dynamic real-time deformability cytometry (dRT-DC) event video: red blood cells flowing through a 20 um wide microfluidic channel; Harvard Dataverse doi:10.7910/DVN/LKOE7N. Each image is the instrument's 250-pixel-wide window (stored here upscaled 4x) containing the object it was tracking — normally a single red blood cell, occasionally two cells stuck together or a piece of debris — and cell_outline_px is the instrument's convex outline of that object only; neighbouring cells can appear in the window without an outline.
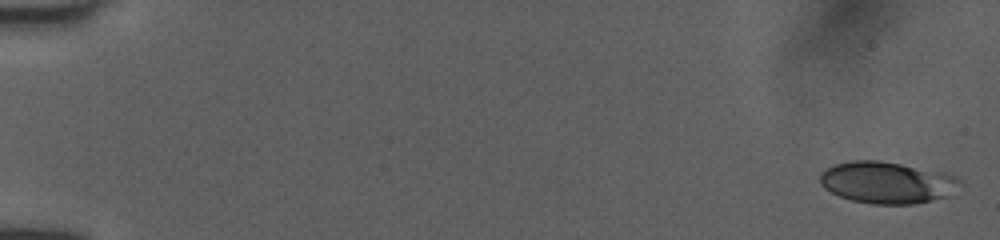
{"species": "human", "species_latin": "Homo sapiens", "temperature_condition": "room temperature", "stored_images_in_passage": 36, "camera_frame_rate_fps": 3000, "um_per_image_px": 0.085, "donor": {"sex": "female"}, "frame": {"image": 1, "passage_image": 1, "time_ms": 0.0, "image_size_px": [1000, 240], "cell_outline_px": [[964, 184], [944, 196], [932, 200], [912, 204], [872, 204], [852, 200], [840, 196], [824, 188], [820, 184], [820, 172], [836, 164], [852, 160], [880, 160], [944, 172], [956, 176]], "centroid_in_image_um": [75.39, 15.5], "position_along_channel_um": 9.6, "area_um2": 33.93}}
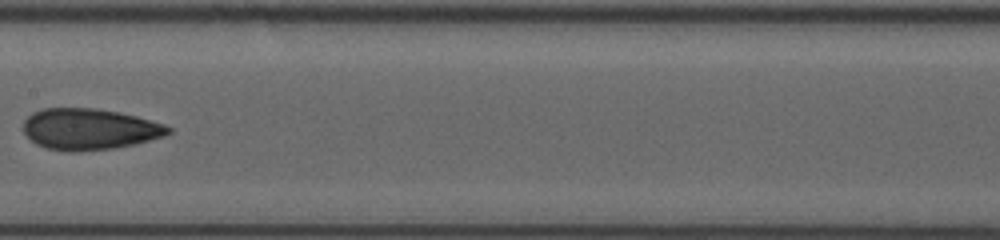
{"frame": {"image": 2, "passage_image": 20, "time_ms": 6.333, "image_size_px": [1000, 240], "cell_outline_px": [[172, 132], [164, 136], [136, 144], [112, 148], [76, 152], [68, 152], [44, 148], [36, 144], [24, 132], [24, 120], [32, 112], [44, 108], [96, 108], [120, 112], [136, 116], [164, 124], [172, 128]], "centroid_in_image_um": [7.6, 10.98], "position_along_channel_um": 199.8, "area_um2": 34.97}}
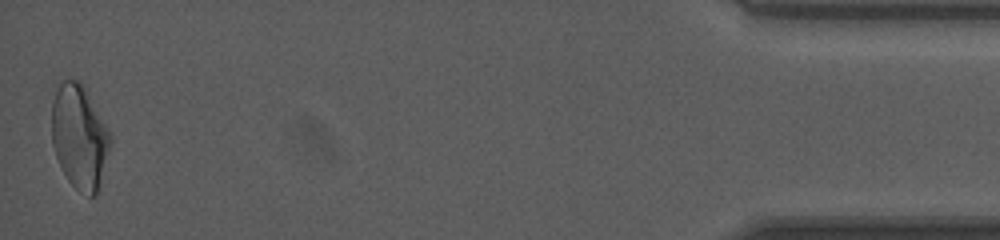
{"frame": {"image": 3, "passage_image": 36, "time_ms": 11.667, "image_size_px": [1000, 240], "cell_outline_px": [[112, 144], [100, 188], [96, 196], [88, 196], [76, 188], [68, 180], [56, 156], [52, 144], [52, 100], [60, 84], [64, 80], [80, 80], [108, 128], [112, 136]], "centroid_in_image_um": [6.79, 11.67], "position_along_channel_um": 428.4, "area_um2": 35.66}}